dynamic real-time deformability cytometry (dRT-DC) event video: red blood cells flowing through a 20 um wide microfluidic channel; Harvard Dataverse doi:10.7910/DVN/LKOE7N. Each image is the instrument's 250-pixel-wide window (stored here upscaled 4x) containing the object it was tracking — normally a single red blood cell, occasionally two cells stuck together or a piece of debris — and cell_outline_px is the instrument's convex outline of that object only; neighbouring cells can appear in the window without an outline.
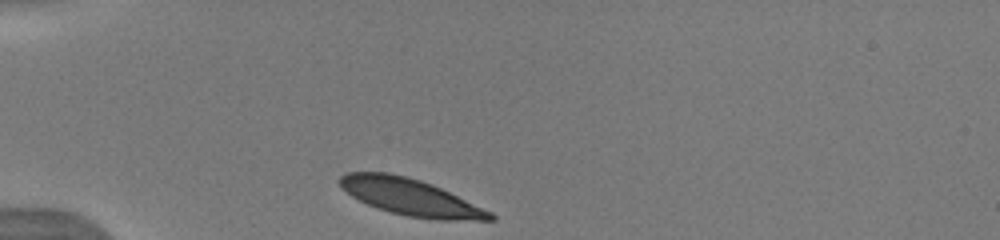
{"species": "human", "species_latin": "Homo sapiens", "temperature_condition": "warm", "stored_images_in_passage": 4, "camera_frame_rate_fps": 3000, "um_per_image_px": 0.085, "donor": {"sex": "male"}, "frame": {"image": 1, "passage_image": 1, "time_ms": 0.0, "image_size_px": [1000, 240], "cell_outline_px": [[496, 220], [436, 220], [408, 216], [376, 208], [352, 196], [340, 188], [336, 180], [344, 172], [388, 172], [408, 176], [432, 184], [492, 212], [496, 216]], "centroid_in_image_um": [34.85, 16.74], "position_along_channel_um": 50.1, "area_um2": 32.25}}